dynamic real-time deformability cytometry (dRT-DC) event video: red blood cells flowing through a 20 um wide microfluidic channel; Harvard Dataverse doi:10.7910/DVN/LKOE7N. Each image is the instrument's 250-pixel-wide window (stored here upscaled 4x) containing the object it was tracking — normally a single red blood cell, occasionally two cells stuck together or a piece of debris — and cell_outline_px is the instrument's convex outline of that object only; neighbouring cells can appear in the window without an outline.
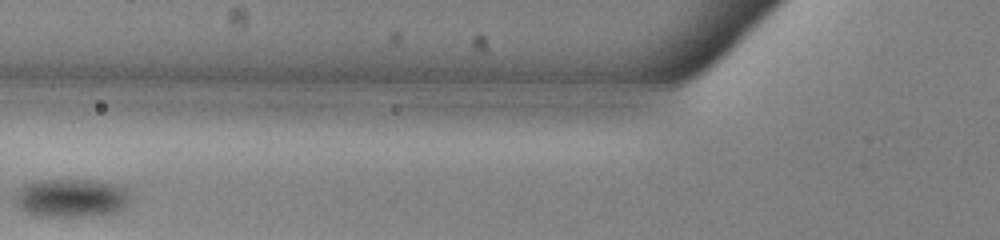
{"species": "common noctule bat (a hibernating species)", "species_latin": "Nyctalus noctula", "temperature_condition": "warm", "stored_images_in_passage": 9, "camera_frame_rate_fps": 3000, "um_per_image_px": 0.085, "animal": {"sex": "male", "body_mass_g": 13.0, "forearm_length_mm": 53.1}, "frame": {"image": 1, "passage_image": 2, "time_ms": 0.333, "image_size_px": [1000, 240], "cell_outline_px": [[136, 192], [132, 204], [128, 208], [120, 212], [104, 216], [68, 220], [60, 220], [28, 216], [20, 212], [12, 204], [12, 196], [16, 188], [20, 184], [28, 180], [56, 176], [84, 176], [112, 180], [132, 184]], "centroid_in_image_um": [6.16, 16.78], "position_along_channel_um": 119.6, "area_um2": 31.96}}
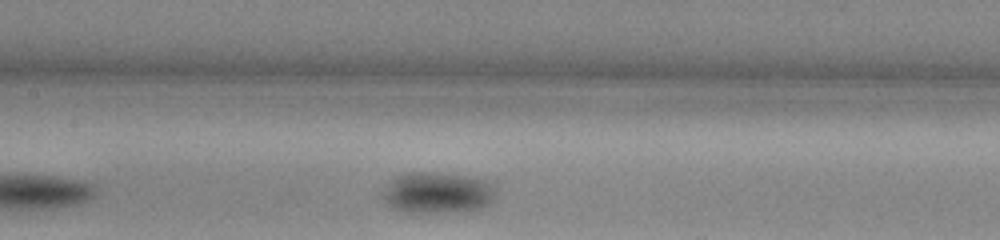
{"frame": {"image": 2, "passage_image": 6, "time_ms": 1.667, "image_size_px": [1000, 240], "cell_outline_px": [[504, 176], [500, 200], [480, 212], [448, 216], [404, 216], [388, 208], [380, 200], [376, 192], [376, 188], [388, 176], [396, 172], [456, 172]], "centroid_in_image_um": [37.35, 16.4], "position_along_channel_um": 170.0, "area_um2": 34.56}}